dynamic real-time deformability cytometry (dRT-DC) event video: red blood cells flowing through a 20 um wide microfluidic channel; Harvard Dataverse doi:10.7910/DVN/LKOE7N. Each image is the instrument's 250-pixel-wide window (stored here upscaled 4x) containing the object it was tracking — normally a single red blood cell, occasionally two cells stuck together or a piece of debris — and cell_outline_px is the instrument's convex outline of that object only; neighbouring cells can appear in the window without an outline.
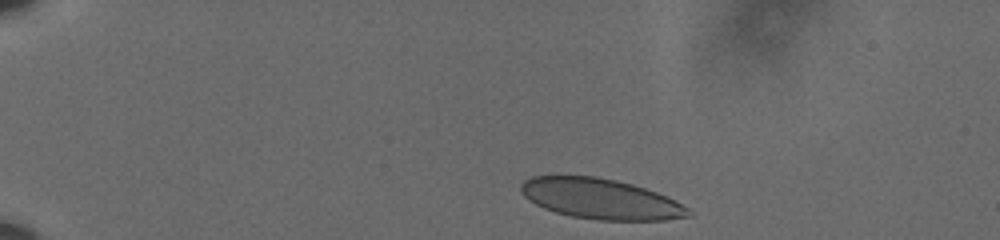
{"species": "human", "species_latin": "Homo sapiens", "temperature_condition": "cold", "stored_images_in_passage": 41, "camera_frame_rate_fps": 3000, "um_per_image_px": 0.085, "donor": {"sex": "male"}, "frame": {"image": 1, "passage_image": 2, "time_ms": 0.333, "image_size_px": [1000, 240], "cell_outline_px": [[692, 216], [664, 220], [600, 220], [572, 216], [556, 212], [544, 208], [528, 200], [520, 192], [520, 184], [524, 180], [532, 176], [596, 176], [616, 180], [632, 184], [668, 196], [676, 200], [688, 208], [692, 212]], "centroid_in_image_um": [51.06, 16.9], "position_along_channel_um": 33.9, "area_um2": 39.48}}
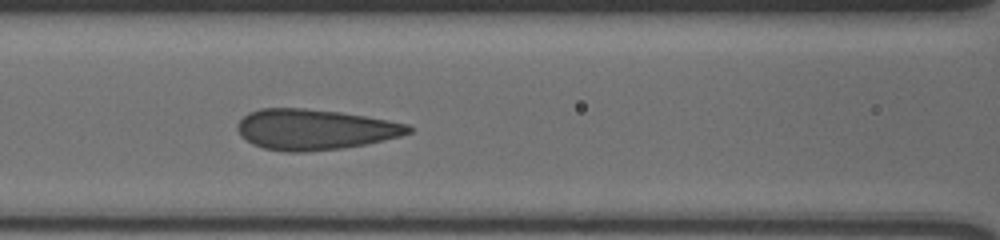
{"frame": {"image": 2, "passage_image": 18, "time_ms": 5.667, "image_size_px": [1000, 240], "cell_outline_px": [[412, 132], [400, 136], [364, 144], [340, 148], [304, 152], [288, 152], [264, 148], [252, 144], [240, 136], [236, 128], [236, 124], [248, 112], [260, 108], [304, 108], [340, 112], [388, 120], [408, 124], [412, 128]], "centroid_in_image_um": [26.7, 11.0], "position_along_channel_um": 139.9, "area_um2": 40.34}}
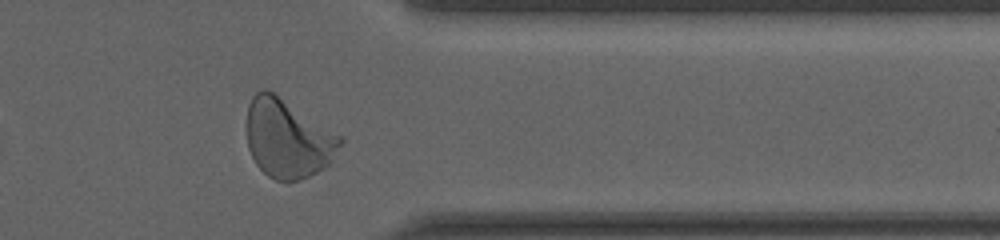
{"frame": {"image": 3, "passage_image": 36, "time_ms": 11.667, "image_size_px": [1000, 240], "cell_outline_px": [[344, 140], [332, 160], [324, 168], [300, 180], [276, 180], [268, 176], [256, 164], [248, 148], [248, 104], [252, 96], [256, 92], [264, 88], [272, 92], [344, 136]], "centroid_in_image_um": [24.49, 11.77], "position_along_channel_um": 386.9, "area_um2": 42.6}, "authors_computed_cell_mechanics": {"area_um2": 40.8646, "velocity_mm_per_s": 3.6279, "shape_relaxation_time_tau1_ms": 10.4587, "shape_relaxation_time_tau2_ms": null, "deformation_change_tau1": 0.2803, "deformation_change_tau2": null}}